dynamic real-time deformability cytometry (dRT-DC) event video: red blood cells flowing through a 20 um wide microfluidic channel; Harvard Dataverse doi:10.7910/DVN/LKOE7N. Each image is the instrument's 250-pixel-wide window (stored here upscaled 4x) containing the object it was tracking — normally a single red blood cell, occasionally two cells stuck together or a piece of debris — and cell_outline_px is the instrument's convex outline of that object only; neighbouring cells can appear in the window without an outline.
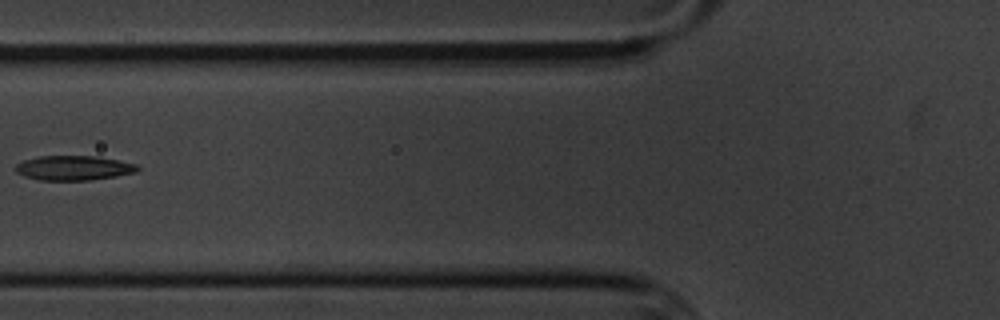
{"species": "common noctule bat (a hibernating species)", "species_latin": "Nyctalus noctula", "temperature_condition": "cold", "stored_images_in_passage": 13, "camera_frame_rate_fps": 3000, "um_per_image_px": 0.085, "animal": {"sex": "male", "body_mass_g": 20.1, "forearm_length_mm": 53.5}, "frame": {"image": 1, "passage_image": 6, "time_ms": 7.0, "image_size_px": [1000, 320], "cell_outline_px": [[140, 168], [136, 172], [116, 176], [92, 180], [40, 180], [24, 176], [16, 172], [16, 164], [24, 160], [36, 156], [100, 156], [136, 164]], "centroid_in_image_um": [6.27, 14.27], "position_along_channel_um": 119.5, "area_um2": 17.57}}
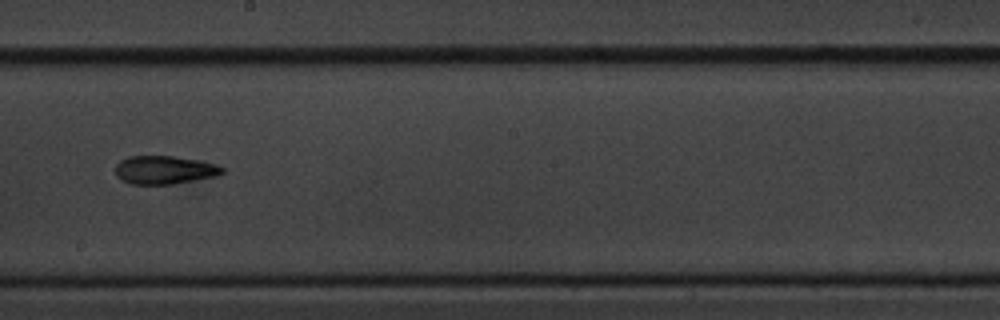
{"frame": {"image": 2, "passage_image": 9, "time_ms": 10.333, "image_size_px": [1000, 320], "cell_outline_px": [[224, 172], [216, 176], [172, 184], [132, 184], [120, 180], [116, 176], [116, 164], [120, 160], [128, 156], [172, 156], [196, 160], [216, 164], [224, 168]], "centroid_in_image_um": [13.94, 14.44], "position_along_channel_um": 234.3, "area_um2": 17.57}}
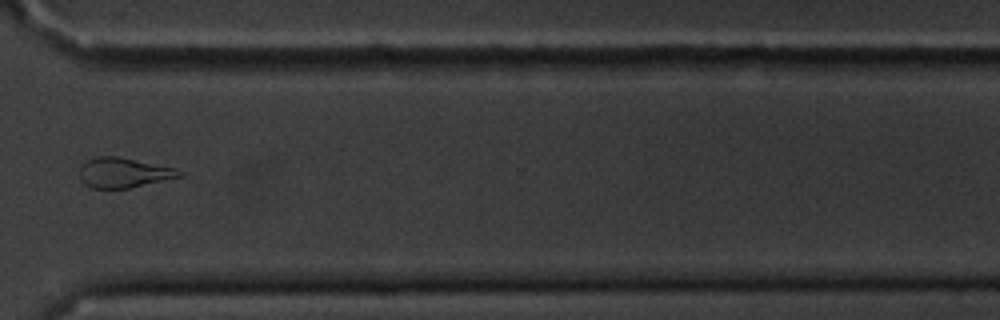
{"frame": {"image": 3, "passage_image": 12, "time_ms": 14.0, "image_size_px": [1000, 320], "cell_outline_px": [[184, 176], [128, 188], [92, 188], [84, 184], [80, 180], [80, 168], [88, 160], [96, 156], [116, 156], [176, 168], [184, 172]], "centroid_in_image_um": [10.53, 14.68], "position_along_channel_um": 360.1, "area_um2": 17.34}, "authors_computed_cell_mechanics": {"area_um2": 17.5712, "velocity_mm_per_s": 3.4443, "shape_relaxation_time_tau1_ms": 7.0167, "shape_relaxation_time_tau2_ms": 9.4677, "deformation_change_tau1": 0.1842, "deformation_change_tau2": 0.1964}}